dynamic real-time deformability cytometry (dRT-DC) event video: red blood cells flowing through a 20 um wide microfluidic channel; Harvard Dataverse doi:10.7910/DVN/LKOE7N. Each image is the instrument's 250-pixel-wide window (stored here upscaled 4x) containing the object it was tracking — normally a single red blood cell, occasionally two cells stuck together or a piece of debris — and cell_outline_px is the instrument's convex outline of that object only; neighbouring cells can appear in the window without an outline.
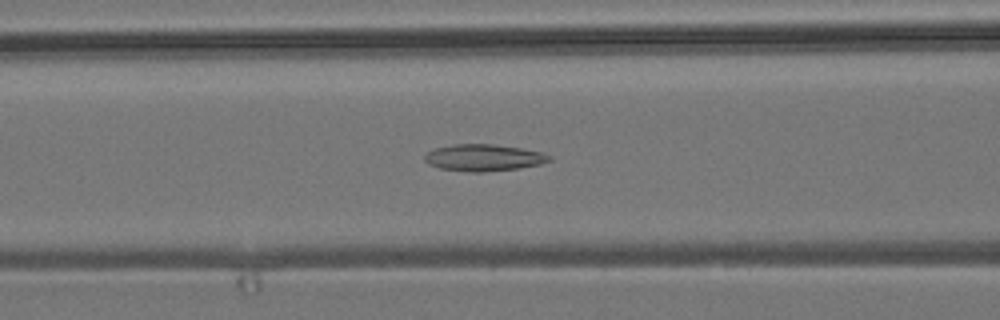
{"species": "common noctule bat (a hibernating species)", "species_latin": "Nyctalus noctula", "temperature_condition": "room temperature", "stored_images_in_passage": 50, "camera_frame_rate_fps": 3000, "um_per_image_px": 0.085, "animal": {"sex": "male", "body_mass_g": 19.2, "forearm_length_mm": 51.8}, "frame": {"image": 1, "passage_image": 21, "time_ms": 6.667, "image_size_px": [1000, 320], "cell_outline_px": [[552, 160], [540, 164], [520, 168], [484, 172], [468, 172], [440, 168], [428, 164], [424, 160], [424, 156], [428, 152], [436, 148], [452, 144], [492, 144], [520, 148], [540, 152], [552, 156]], "centroid_in_image_um": [41.11, 13.41], "position_along_channel_um": 125.5, "area_um2": 19.42}}
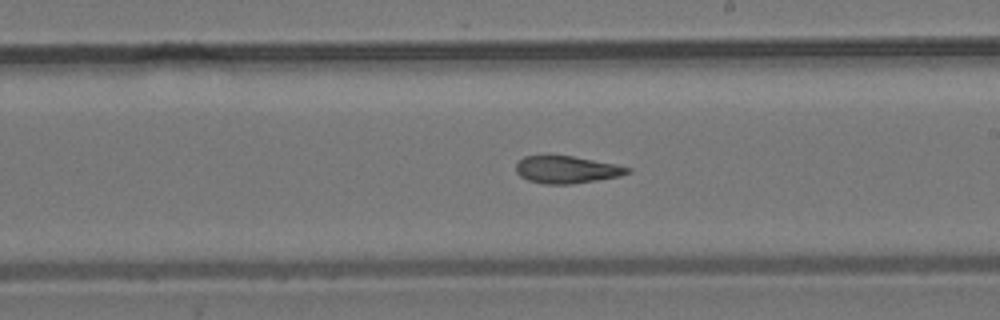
{"frame": {"image": 2, "passage_image": 30, "time_ms": 9.667, "image_size_px": [1000, 320], "cell_outline_px": [[632, 172], [620, 176], [572, 184], [544, 184], [528, 180], [520, 176], [516, 172], [516, 164], [524, 156], [572, 156], [616, 164], [632, 168]], "centroid_in_image_um": [48.19, 14.42], "position_along_channel_um": 240.8, "area_um2": 17.69}}
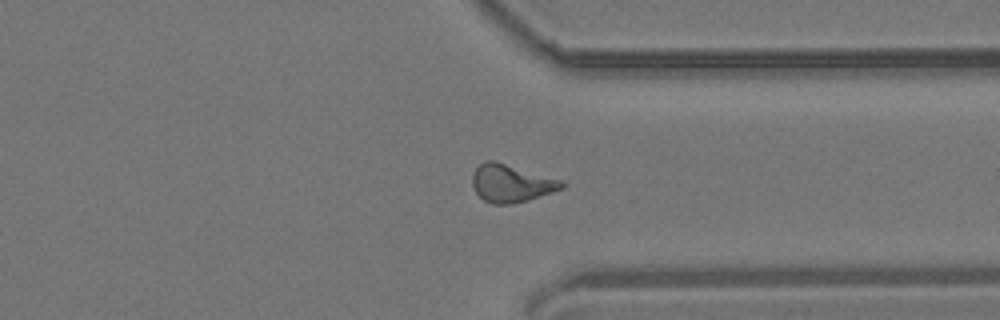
{"frame": {"image": 3, "passage_image": 40, "time_ms": 13.0, "image_size_px": [1000, 320], "cell_outline_px": [[564, 188], [528, 200], [512, 204], [492, 204], [484, 200], [476, 192], [472, 184], [472, 172], [484, 160], [492, 160], [564, 180]], "centroid_in_image_um": [43.45, 15.58], "position_along_channel_um": 367.9, "area_um2": 19.65}}